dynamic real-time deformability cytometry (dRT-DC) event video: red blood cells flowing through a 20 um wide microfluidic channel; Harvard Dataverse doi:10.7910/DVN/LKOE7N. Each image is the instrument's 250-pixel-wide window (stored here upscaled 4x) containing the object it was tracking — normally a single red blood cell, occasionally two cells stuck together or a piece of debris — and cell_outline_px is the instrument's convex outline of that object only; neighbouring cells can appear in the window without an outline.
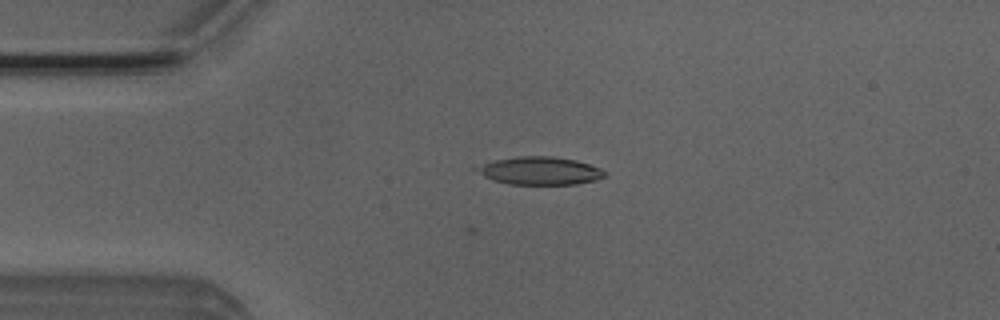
{"species": "Egyptian fruit bat (a non-hibernating species)", "species_latin": "Rousettus aegyptiacus", "temperature_condition": "room temperature", "stored_images_in_passage": 3, "camera_frame_rate_fps": 3000, "um_per_image_px": 0.085, "animal": {"sex": "male"}, "frame": {"image": 1, "passage_image": 3, "time_ms": 0.667, "image_size_px": [1000, 320], "cell_outline_px": [[604, 176], [596, 180], [576, 184], [508, 184], [492, 180], [468, 168], [488, 160], [516, 156], [552, 156], [576, 160], [600, 168], [604, 172]], "centroid_in_image_um": [45.74, 14.5], "position_along_channel_um": 39.3, "area_um2": 21.21}}